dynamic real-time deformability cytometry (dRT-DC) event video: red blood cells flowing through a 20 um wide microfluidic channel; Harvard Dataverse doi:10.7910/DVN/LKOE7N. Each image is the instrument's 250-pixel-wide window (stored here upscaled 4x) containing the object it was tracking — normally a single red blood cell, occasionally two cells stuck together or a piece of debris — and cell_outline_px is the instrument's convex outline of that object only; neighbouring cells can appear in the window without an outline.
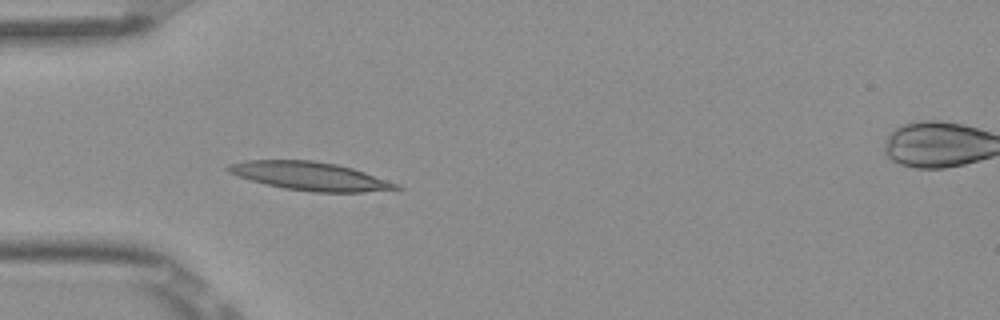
{"species": "Egyptian fruit bat (a non-hibernating species)", "species_latin": "Rousettus aegyptiacus", "temperature_condition": "room temperature", "stored_images_in_passage": 5, "camera_frame_rate_fps": 3000, "um_per_image_px": 0.085, "frame": {"image": 1, "passage_image": 4, "time_ms": 1.0, "image_size_px": [1000, 320], "cell_outline_px": [[404, 188], [364, 192], [312, 192], [284, 188], [264, 184], [228, 172], [224, 168], [228, 164], [248, 160], [316, 160], [336, 164], [352, 168], [400, 184]], "centroid_in_image_um": [26.36, 14.97], "position_along_channel_um": 58.6, "area_um2": 27.74}}